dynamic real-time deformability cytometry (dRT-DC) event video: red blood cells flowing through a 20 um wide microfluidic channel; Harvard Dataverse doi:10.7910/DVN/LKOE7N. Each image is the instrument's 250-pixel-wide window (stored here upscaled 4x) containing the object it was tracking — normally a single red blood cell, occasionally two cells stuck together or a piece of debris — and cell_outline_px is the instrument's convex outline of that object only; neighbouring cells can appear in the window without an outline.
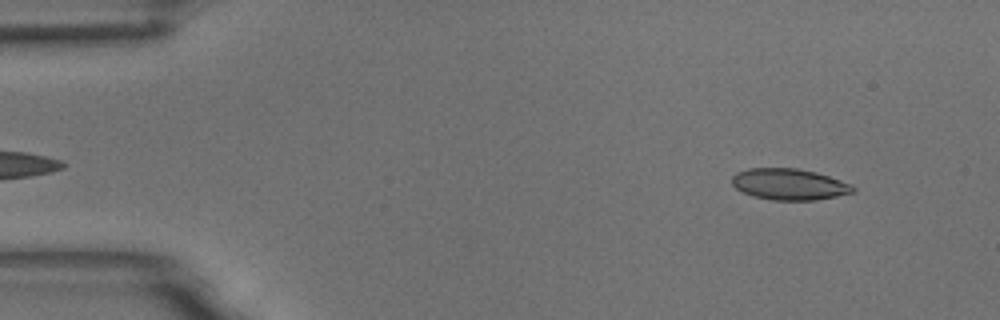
{"species": "common noctule bat (a hibernating species)", "species_latin": "Nyctalus noctula", "temperature_condition": "room temperature", "stored_images_in_passage": 55, "camera_frame_rate_fps": 3000, "um_per_image_px": 0.085, "animal": {"sex": "male", "body_mass_g": 18.8}, "frame": {"image": 1, "passage_image": 5, "time_ms": 1.333, "image_size_px": [1000, 320], "cell_outline_px": [[856, 188], [852, 192], [836, 196], [816, 200], [772, 200], [752, 196], [736, 188], [732, 184], [732, 176], [736, 172], [748, 168], [796, 168], [816, 172], [852, 184]], "centroid_in_image_um": [67.06, 15.66], "position_along_channel_um": 17.9, "area_um2": 22.02}}
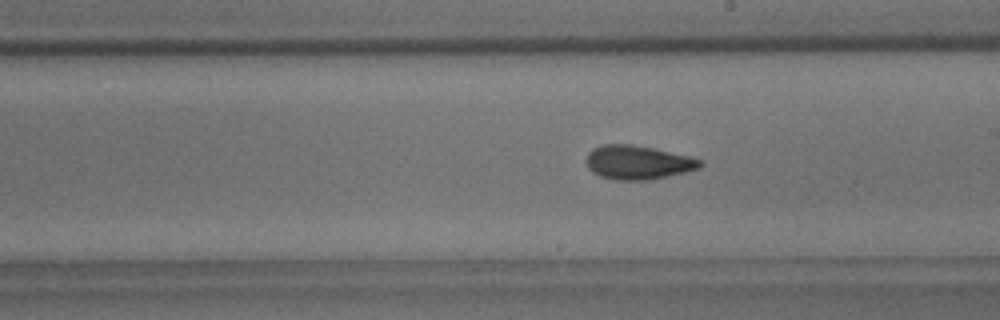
{"frame": {"image": 2, "passage_image": 31, "time_ms": 10.0, "image_size_px": [1000, 320], "cell_outline_px": [[704, 164], [700, 168], [684, 172], [648, 180], [616, 180], [600, 176], [592, 172], [588, 168], [588, 152], [592, 148], [600, 144], [632, 144], [652, 148], [688, 156], [704, 160]], "centroid_in_image_um": [54.22, 13.8], "position_along_channel_um": 234.8, "area_um2": 22.43}}
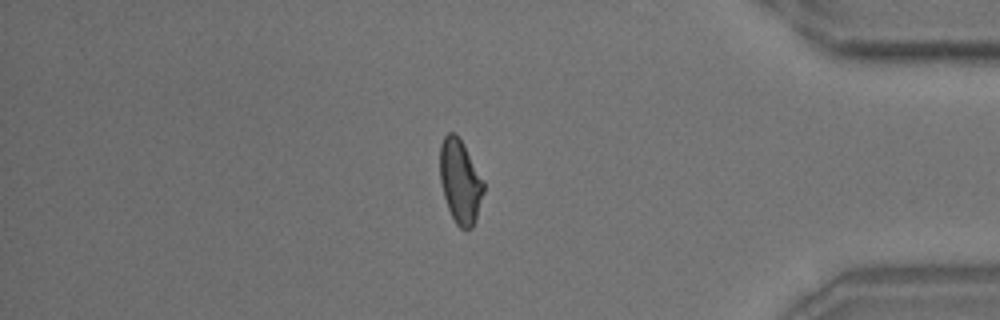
{"frame": {"image": 3, "passage_image": 47, "time_ms": 15.333, "image_size_px": [1000, 320], "cell_outline_px": [[484, 192], [476, 220], [472, 228], [468, 232], [464, 232], [456, 224], [448, 208], [444, 196], [440, 180], [440, 144], [444, 136], [448, 132], [456, 132], [484, 184]], "centroid_in_image_um": [39.1, 15.48], "position_along_channel_um": 396.1, "area_um2": 21.15}, "authors_computed_cell_mechanics": {"area_um2": 21.7328, "velocity_mm_per_s": 3.5922, "shape_relaxation_time_tau1_ms": 5.1745, "shape_relaxation_time_tau2_ms": 1.9676, "deformation_change_tau1": 0.1347, "deformation_change_tau2": 0.0901}}